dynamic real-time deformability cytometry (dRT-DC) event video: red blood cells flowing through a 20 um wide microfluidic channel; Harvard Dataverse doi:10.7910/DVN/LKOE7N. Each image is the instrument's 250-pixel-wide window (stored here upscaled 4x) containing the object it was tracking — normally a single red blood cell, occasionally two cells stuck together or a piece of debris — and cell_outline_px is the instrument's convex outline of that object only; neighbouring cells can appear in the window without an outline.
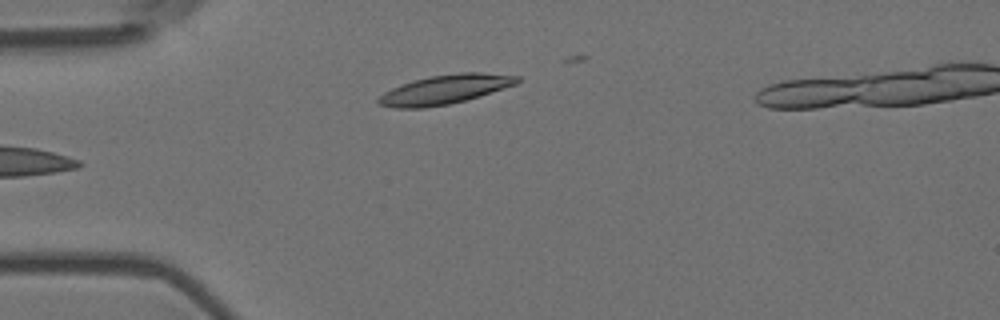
{"species": "Egyptian fruit bat (a non-hibernating species)", "species_latin": "Rousettus aegyptiacus", "temperature_condition": "room temperature", "stored_images_in_passage": 3, "camera_frame_rate_fps": 3000, "um_per_image_px": 0.085, "animal": {"sex": "female"}, "frame": {"image": 1, "passage_image": 3, "time_ms": 0.667, "image_size_px": [1000, 320], "cell_outline_px": [[520, 80], [516, 84], [480, 96], [448, 104], [424, 108], [396, 108], [376, 104], [376, 100], [384, 92], [392, 88], [416, 80], [432, 76], [460, 72], [480, 72], [520, 76]], "centroid_in_image_um": [37.82, 7.61], "position_along_channel_um": 47.2, "area_um2": 23.35}}